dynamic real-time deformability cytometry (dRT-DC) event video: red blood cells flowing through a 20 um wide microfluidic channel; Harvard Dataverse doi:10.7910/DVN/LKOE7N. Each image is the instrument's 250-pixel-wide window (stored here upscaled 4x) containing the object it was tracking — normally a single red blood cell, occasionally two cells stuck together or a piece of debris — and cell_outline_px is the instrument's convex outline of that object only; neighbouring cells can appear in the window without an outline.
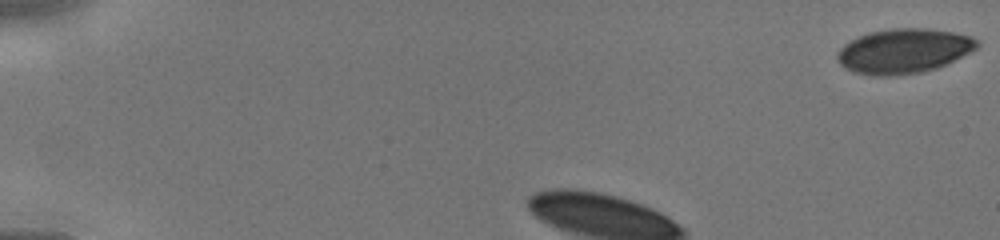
{"species": "human", "species_latin": "Homo sapiens", "temperature_condition": "cold", "stored_images_in_passage": 31, "camera_frame_rate_fps": 3000, "um_per_image_px": 0.085, "donor": {"sex": "male"}, "frame": {"image": 1, "passage_image": 1, "time_ms": 0.0, "image_size_px": [1000, 240], "cell_outline_px": [[980, 44], [976, 48], [936, 68], [920, 72], [888, 76], [872, 76], [856, 72], [844, 68], [840, 64], [836, 56], [836, 52], [844, 44], [868, 32], [892, 28], [924, 28], [952, 32], [972, 36], [980, 40]], "centroid_in_image_um": [76.78, 4.32], "position_along_channel_um": 8.2, "area_um2": 36.13}}
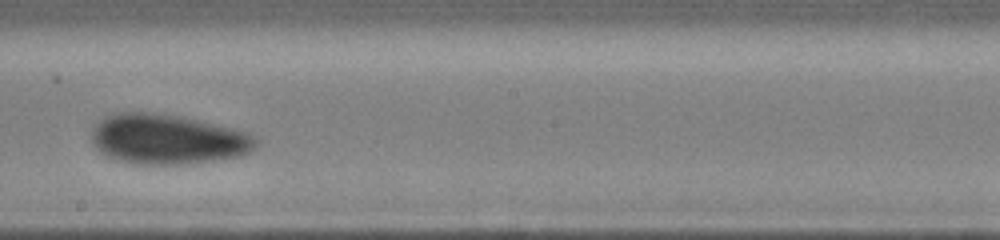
{"frame": {"image": 2, "passage_image": 19, "time_ms": 6.0, "image_size_px": [1000, 240], "cell_outline_px": [[260, 140], [256, 148], [240, 156], [216, 160], [184, 164], [132, 164], [112, 160], [104, 156], [96, 148], [92, 140], [92, 128], [104, 116], [116, 112], [148, 112], [184, 116], [232, 128], [256, 136]], "centroid_in_image_um": [14.22, 11.84], "position_along_channel_um": 234.0, "area_um2": 48.49}}
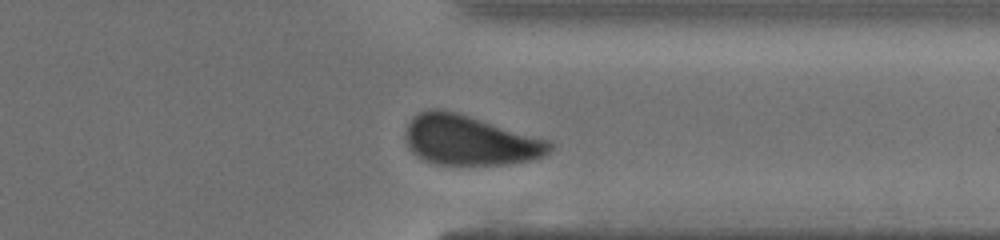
{"frame": {"image": 3, "passage_image": 28, "time_ms": 9.0, "image_size_px": [1000, 240], "cell_outline_px": [[552, 148], [544, 156], [536, 160], [508, 164], [436, 164], [424, 160], [416, 156], [408, 148], [408, 124], [412, 116], [428, 108], [440, 108], [456, 112], [548, 140], [552, 144]], "centroid_in_image_um": [39.93, 11.93], "position_along_channel_um": 371.5, "area_um2": 41.62}}